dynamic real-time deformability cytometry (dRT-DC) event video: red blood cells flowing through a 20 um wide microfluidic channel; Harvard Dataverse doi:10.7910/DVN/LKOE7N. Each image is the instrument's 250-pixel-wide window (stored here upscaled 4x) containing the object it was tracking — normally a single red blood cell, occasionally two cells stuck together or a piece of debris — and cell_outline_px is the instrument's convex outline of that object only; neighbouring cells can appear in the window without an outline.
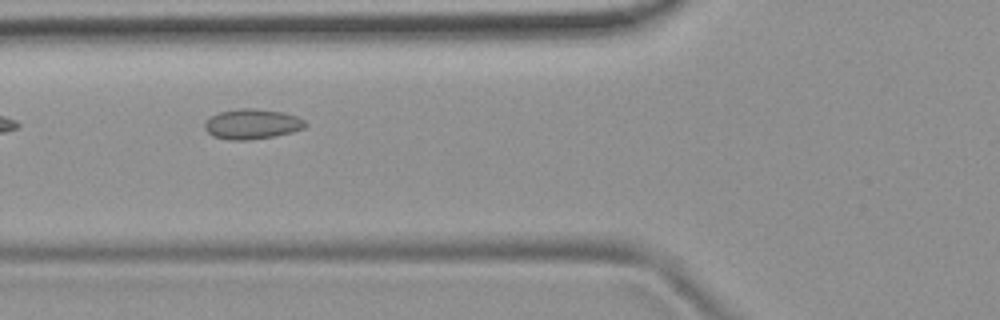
{"species": "common noctule bat (a hibernating species)", "species_latin": "Nyctalus noctula", "temperature_condition": "room temperature", "stored_images_in_passage": 4, "camera_frame_rate_fps": 3000, "um_per_image_px": 0.085, "animal": {"sex": "female", "body_mass_g": 19.9}, "frame": {"image": 1, "passage_image": 4, "time_ms": 3.667, "image_size_px": [1000, 320], "cell_outline_px": [[308, 124], [304, 128], [292, 132], [276, 136], [248, 140], [228, 140], [212, 136], [204, 128], [204, 124], [212, 116], [220, 112], [236, 108], [248, 108], [284, 112], [296, 116], [304, 120]], "centroid_in_image_um": [21.44, 10.55], "position_along_channel_um": 104.4, "area_um2": 17.69}}